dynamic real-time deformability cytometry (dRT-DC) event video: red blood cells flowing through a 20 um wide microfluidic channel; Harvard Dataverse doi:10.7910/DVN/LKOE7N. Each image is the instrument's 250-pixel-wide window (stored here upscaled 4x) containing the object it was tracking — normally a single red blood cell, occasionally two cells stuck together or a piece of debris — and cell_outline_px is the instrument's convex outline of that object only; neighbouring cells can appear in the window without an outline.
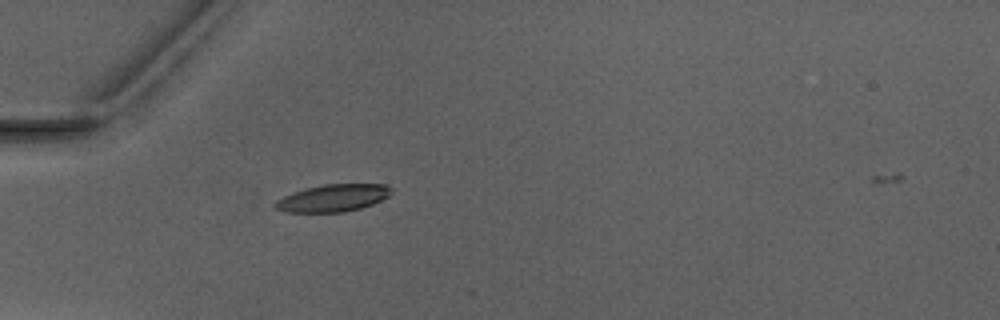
{"species": "Egyptian fruit bat (a non-hibernating species)", "species_latin": "Rousettus aegyptiacus", "temperature_condition": "warm", "stored_images_in_passage": 1, "camera_frame_rate_fps": 3000, "um_per_image_px": 0.085, "animal": {"sex": "male"}, "frame": {"image": 1, "passage_image": 1, "time_ms": 0.0, "image_size_px": [1000, 320], "cell_outline_px": [[392, 192], [388, 196], [372, 204], [360, 208], [344, 212], [284, 212], [276, 208], [272, 204], [276, 200], [292, 192], [304, 188], [324, 184], [384, 184], [392, 188]], "centroid_in_image_um": [28.27, 16.82], "position_along_channel_um": 56.7, "area_um2": 18.5}}